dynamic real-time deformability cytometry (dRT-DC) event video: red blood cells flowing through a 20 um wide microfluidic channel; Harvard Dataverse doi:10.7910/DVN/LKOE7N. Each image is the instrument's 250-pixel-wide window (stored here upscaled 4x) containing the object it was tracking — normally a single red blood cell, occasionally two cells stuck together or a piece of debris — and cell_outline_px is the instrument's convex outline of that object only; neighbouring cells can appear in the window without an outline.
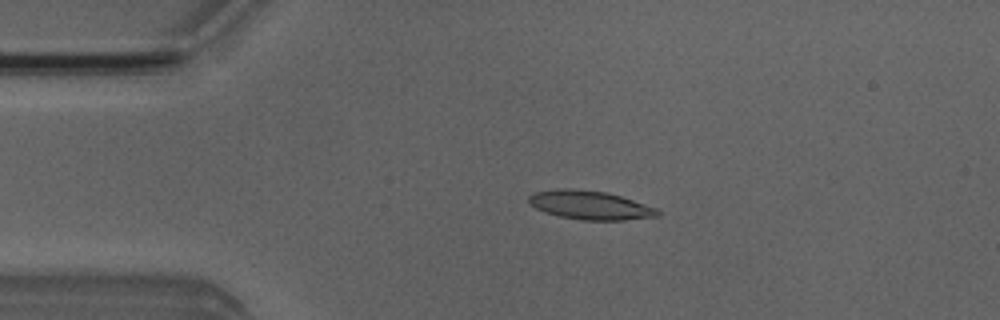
{"species": "Egyptian fruit bat (a non-hibernating species)", "species_latin": "Rousettus aegyptiacus", "temperature_condition": "room temperature", "stored_images_in_passage": 5, "camera_frame_rate_fps": 3000, "um_per_image_px": 0.085, "animal": {"sex": "male"}, "frame": {"image": 1, "passage_image": 4, "time_ms": 3.333, "image_size_px": [1000, 320], "cell_outline_px": [[660, 216], [624, 220], [580, 220], [560, 216], [544, 212], [528, 204], [528, 196], [532, 192], [556, 188], [572, 188], [604, 192], [620, 196], [656, 208], [660, 212]], "centroid_in_image_um": [50.09, 17.43], "position_along_channel_um": 34.9, "area_um2": 21.68}}